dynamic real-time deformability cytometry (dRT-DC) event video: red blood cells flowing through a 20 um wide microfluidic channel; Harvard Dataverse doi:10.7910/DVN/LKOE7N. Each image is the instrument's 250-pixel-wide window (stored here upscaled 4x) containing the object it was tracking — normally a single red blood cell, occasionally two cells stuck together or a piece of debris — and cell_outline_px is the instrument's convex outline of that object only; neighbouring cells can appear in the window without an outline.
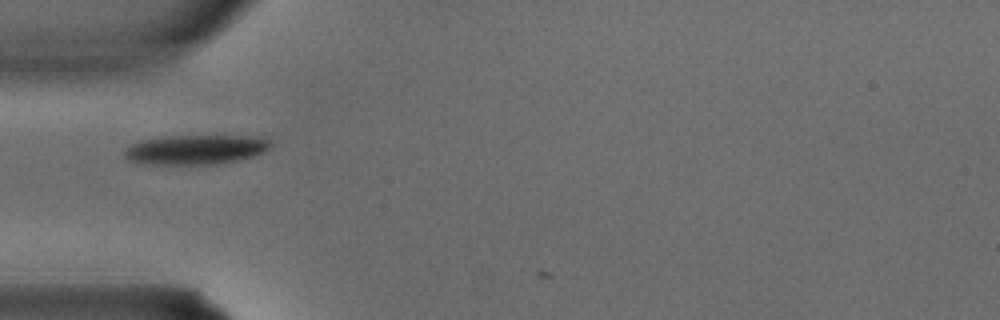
{"species": "common noctule bat (a hibernating species)", "species_latin": "Nyctalus noctula", "temperature_condition": "warm", "stored_images_in_passage": 4, "camera_frame_rate_fps": 3000, "um_per_image_px": 0.085, "animal": {"sex": "male", "body_mass_g": 15.6}, "frame": {"image": 1, "passage_image": 4, "time_ms": 1.0, "image_size_px": [1000, 320], "cell_outline_px": [[272, 144], [264, 152], [252, 156], [220, 164], [136, 164], [128, 160], [124, 156], [124, 148], [132, 144], [144, 140], [172, 136], [256, 136], [268, 140]], "centroid_in_image_um": [16.59, 12.73], "position_along_channel_um": 68.4, "area_um2": 25.09}}